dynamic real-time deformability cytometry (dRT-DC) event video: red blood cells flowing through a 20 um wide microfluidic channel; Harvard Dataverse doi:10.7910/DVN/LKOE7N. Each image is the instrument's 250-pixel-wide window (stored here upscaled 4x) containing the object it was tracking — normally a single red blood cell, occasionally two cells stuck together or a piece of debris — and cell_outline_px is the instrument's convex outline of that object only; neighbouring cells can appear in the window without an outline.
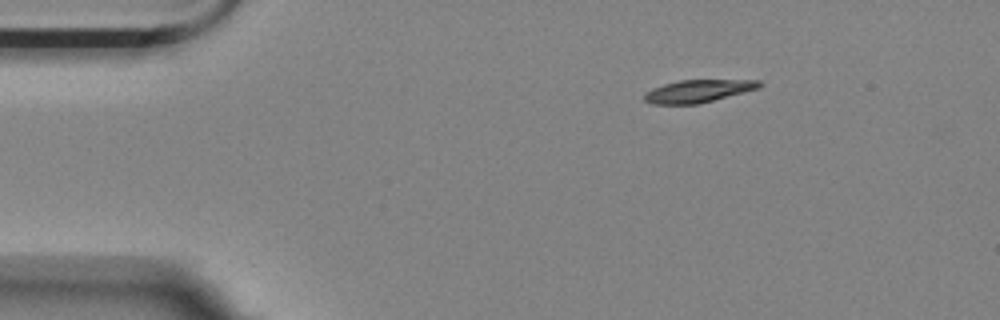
{"species": "Egyptian fruit bat (a non-hibernating species)", "species_latin": "Rousettus aegyptiacus", "temperature_condition": "room temperature", "stored_images_in_passage": 48, "camera_frame_rate_fps": 3000, "um_per_image_px": 0.085, "animal": {"sex": "female"}, "frame": {"image": 1, "passage_image": 1, "time_ms": 0.0, "image_size_px": [1000, 320], "cell_outline_px": [[764, 84], [760, 88], [696, 104], [652, 104], [644, 100], [644, 92], [652, 88], [664, 84], [680, 80], [760, 80]], "centroid_in_image_um": [59.33, 7.73], "position_along_channel_um": 25.7, "area_um2": 15.09}}
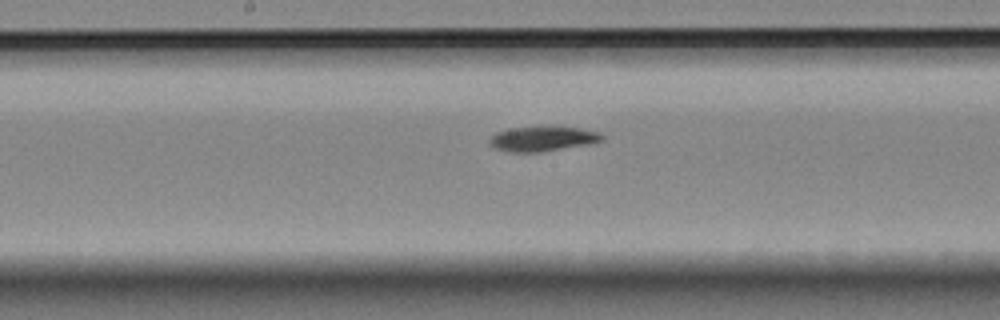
{"frame": {"image": 2, "passage_image": 21, "time_ms": 6.667, "image_size_px": [1000, 320], "cell_outline_px": [[604, 140], [592, 144], [540, 152], [508, 152], [492, 148], [488, 144], [488, 140], [496, 132], [508, 128], [580, 128], [600, 132], [604, 136]], "centroid_in_image_um": [46.11, 11.83], "position_along_channel_um": 202.1, "area_um2": 16.24}}
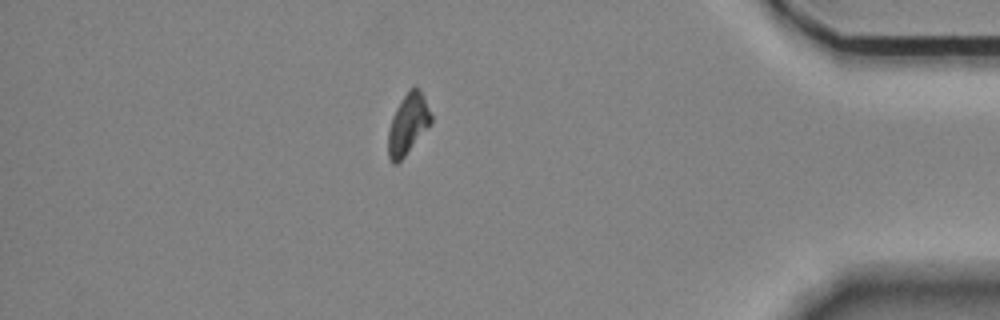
{"frame": {"image": 3, "passage_image": 41, "time_ms": 13.333, "image_size_px": [1000, 320], "cell_outline_px": [[432, 124], [404, 156], [396, 164], [392, 164], [388, 156], [388, 128], [392, 116], [400, 100], [408, 88], [416, 88], [424, 96], [432, 116]], "centroid_in_image_um": [34.67, 10.55], "position_along_channel_um": 400.5, "area_um2": 15.2}, "authors_computed_cell_mechanics": {"area_um2": 16.1551, "velocity_mm_per_s": 3.5577, "shape_relaxation_time_tau1_ms": 4.467, "shape_relaxation_time_tau2_ms": null, "deformation_change_tau1": 0.167, "deformation_change_tau2": null}}